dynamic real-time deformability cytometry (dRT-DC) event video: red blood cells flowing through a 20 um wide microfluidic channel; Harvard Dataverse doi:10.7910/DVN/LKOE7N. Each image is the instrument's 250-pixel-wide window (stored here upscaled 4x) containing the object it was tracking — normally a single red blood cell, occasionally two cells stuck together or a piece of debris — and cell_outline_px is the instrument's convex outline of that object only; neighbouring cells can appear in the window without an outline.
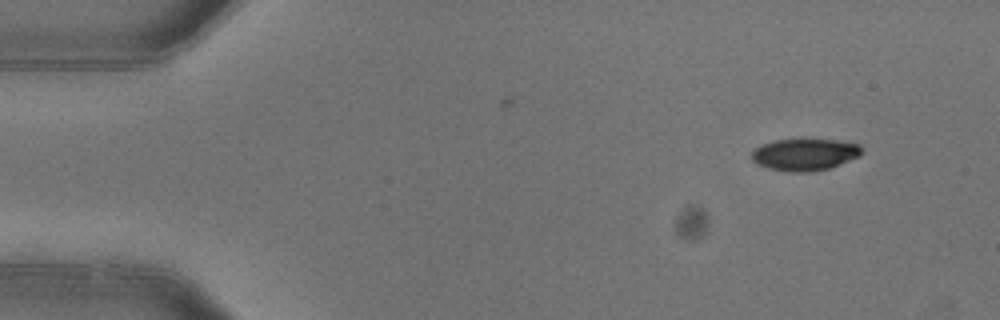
{"species": "common noctule bat (a hibernating species)", "species_latin": "Nyctalus noctula", "temperature_condition": "warm", "stored_images_in_passage": 3, "camera_frame_rate_fps": 3000, "um_per_image_px": 0.085, "animal": {"sex": "female"}, "frame": {"image": 1, "passage_image": 1, "time_ms": 0.0, "image_size_px": [1000, 320], "cell_outline_px": [[860, 156], [828, 168], [808, 172], [788, 172], [768, 168], [756, 164], [752, 160], [752, 152], [760, 144], [776, 140], [800, 136], [804, 136], [836, 140], [860, 144]], "centroid_in_image_um": [68.36, 13.08], "position_along_channel_um": 16.6, "area_um2": 21.15}}